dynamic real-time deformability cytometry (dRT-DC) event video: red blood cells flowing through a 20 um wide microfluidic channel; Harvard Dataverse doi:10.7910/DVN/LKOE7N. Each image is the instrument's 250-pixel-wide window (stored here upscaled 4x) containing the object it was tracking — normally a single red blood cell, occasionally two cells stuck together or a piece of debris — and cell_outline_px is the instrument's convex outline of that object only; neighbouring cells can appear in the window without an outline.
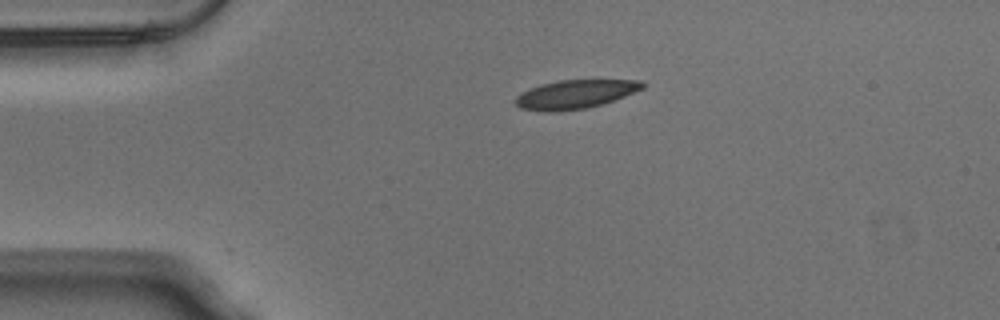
{"species": "Egyptian fruit bat (a non-hibernating species)", "species_latin": "Rousettus aegyptiacus", "temperature_condition": "warm", "stored_images_in_passage": 42, "camera_frame_rate_fps": 3000, "um_per_image_px": 0.085, "animal": {"sex": "male"}, "frame": {"image": 1, "passage_image": 1, "time_ms": 0.0, "image_size_px": [1000, 320], "cell_outline_px": [[644, 88], [624, 96], [600, 104], [584, 108], [556, 112], [544, 112], [520, 108], [512, 100], [516, 96], [540, 84], [560, 80], [640, 80], [644, 84]], "centroid_in_image_um": [48.85, 8.01], "position_along_channel_um": 36.2, "area_um2": 21.04}}
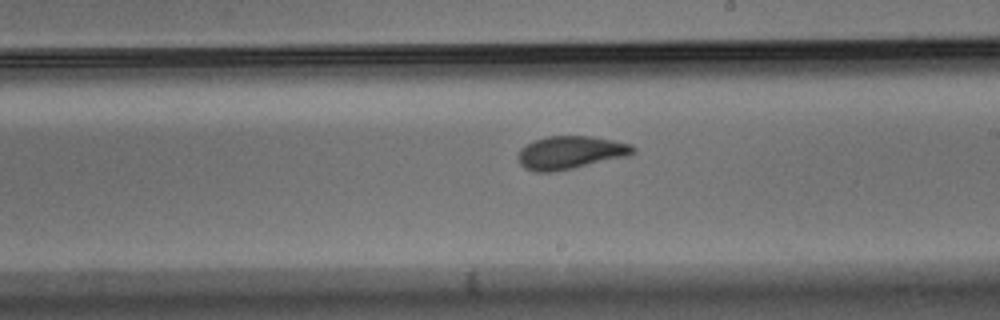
{"frame": {"image": 2, "passage_image": 20, "time_ms": 6.333, "image_size_px": [1000, 320], "cell_outline_px": [[636, 152], [628, 156], [572, 168], [552, 172], [536, 172], [524, 168], [520, 164], [516, 156], [520, 148], [532, 140], [548, 136], [592, 136], [632, 144], [636, 148]], "centroid_in_image_um": [48.46, 12.96], "position_along_channel_um": 240.5, "area_um2": 22.31}}
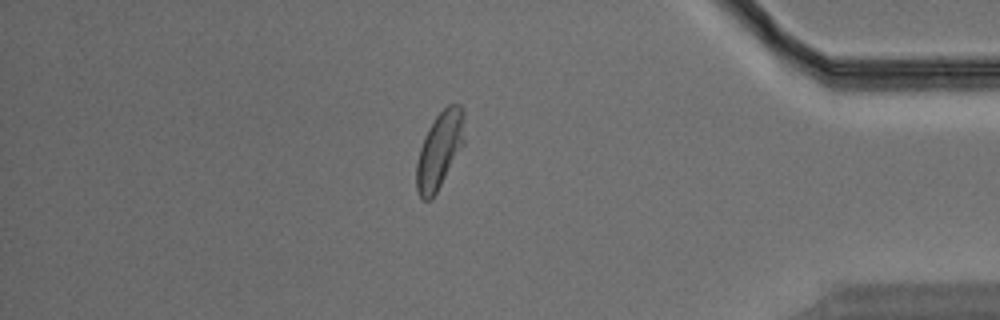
{"frame": {"image": 3, "passage_image": 35, "time_ms": 11.333, "image_size_px": [1000, 320], "cell_outline_px": [[464, 144], [436, 192], [428, 200], [424, 200], [420, 196], [416, 188], [416, 164], [420, 148], [424, 136], [428, 128], [436, 116], [448, 104], [460, 104], [464, 108]], "centroid_in_image_um": [37.37, 12.71], "position_along_channel_um": 397.8, "area_um2": 21.27}, "authors_computed_cell_mechanics": {"area_um2": 21.7039, "velocity_mm_per_s": 3.8, "shape_relaxation_time_tau1_ms": 5.4311, "shape_relaxation_time_tau2_ms": 1.2773, "deformation_change_tau1": 0.1638, "deformation_change_tau2": 0.0786}}